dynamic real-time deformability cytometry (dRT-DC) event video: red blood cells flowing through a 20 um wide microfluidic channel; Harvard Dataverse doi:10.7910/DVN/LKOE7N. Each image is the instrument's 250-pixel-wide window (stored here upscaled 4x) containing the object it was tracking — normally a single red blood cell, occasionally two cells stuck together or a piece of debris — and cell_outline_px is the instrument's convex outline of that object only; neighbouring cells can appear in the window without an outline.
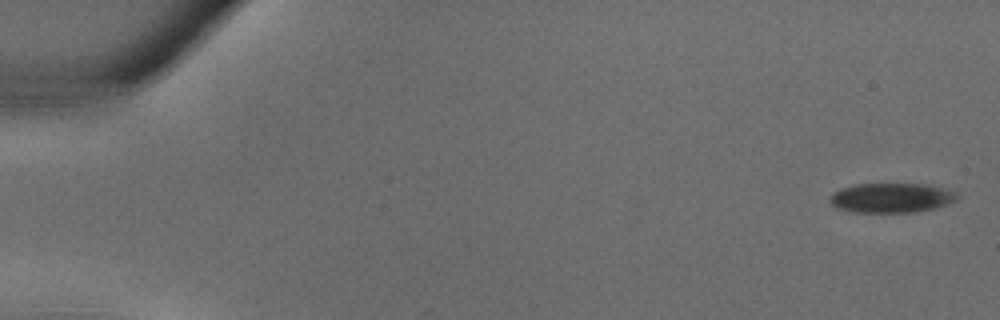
{"species": "common noctule bat (a hibernating species)", "species_latin": "Nyctalus noctula", "temperature_condition": "warm", "stored_images_in_passage": 30, "camera_frame_rate_fps": 3000, "um_per_image_px": 0.085, "animal": {"sex": "male", "body_mass_g": 18.8}, "frame": {"image": 1, "passage_image": 1, "time_ms": 0.0, "image_size_px": [1000, 320], "cell_outline_px": [[960, 196], [956, 200], [948, 204], [936, 208], [916, 212], [852, 212], [836, 208], [828, 200], [832, 192], [840, 188], [856, 184], [928, 184], [944, 188], [956, 192]], "centroid_in_image_um": [75.77, 16.81], "position_along_channel_um": 9.2, "area_um2": 22.25}}
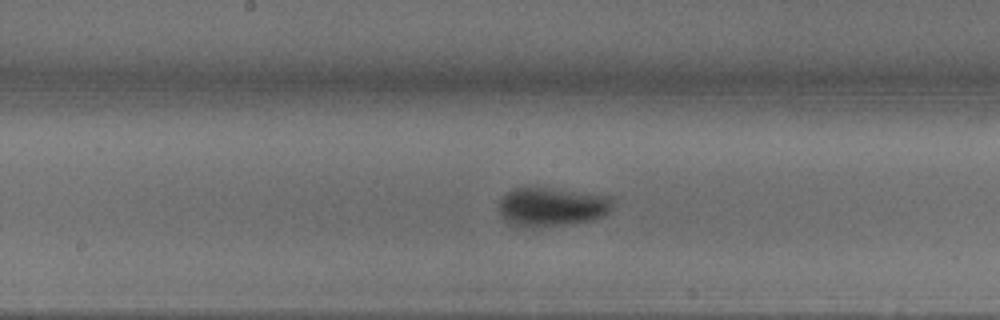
{"frame": {"image": 2, "passage_image": 13, "time_ms": 4.0, "image_size_px": [1000, 320], "cell_outline_px": [[612, 200], [608, 212], [604, 216], [592, 220], [536, 228], [520, 228], [508, 224], [500, 216], [500, 200], [512, 188], [532, 184], [612, 196]], "centroid_in_image_um": [46.83, 17.55], "position_along_channel_um": 201.4, "area_um2": 26.82}}
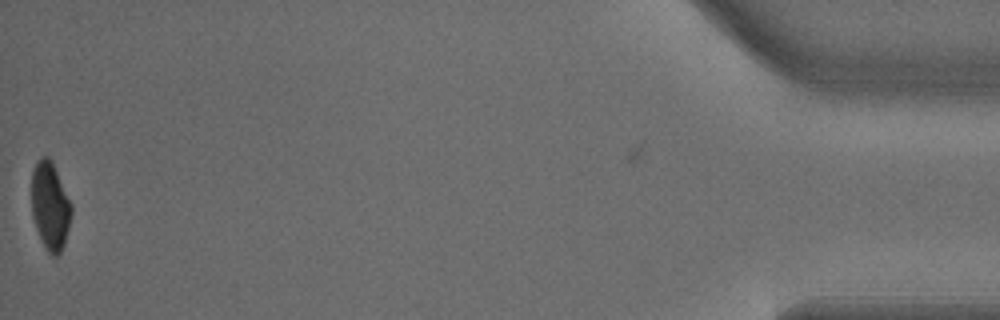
{"frame": {"image": 3, "passage_image": 30, "time_ms": 9.667, "image_size_px": [1000, 320], "cell_outline_px": [[72, 212], [64, 244], [60, 252], [56, 256], [52, 256], [44, 248], [36, 228], [32, 216], [32, 172], [36, 160], [44, 156], [48, 156], [52, 160], [72, 204]], "centroid_in_image_um": [4.26, 17.49], "position_along_channel_um": 430.9, "area_um2": 20.52}}